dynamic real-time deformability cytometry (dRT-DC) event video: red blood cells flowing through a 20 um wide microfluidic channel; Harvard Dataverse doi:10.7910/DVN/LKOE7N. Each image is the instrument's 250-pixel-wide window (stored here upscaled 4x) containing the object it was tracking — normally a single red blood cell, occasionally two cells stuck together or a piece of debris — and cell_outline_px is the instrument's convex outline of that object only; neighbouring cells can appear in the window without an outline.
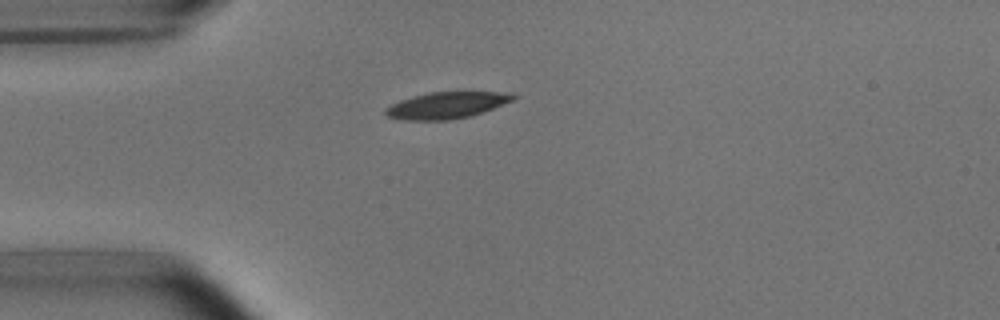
{"species": "common noctule bat (a hibernating species)", "species_latin": "Nyctalus noctula", "temperature_condition": "room temperature", "stored_images_in_passage": 2, "camera_frame_rate_fps": 3000, "um_per_image_px": 0.085, "animal": {"sex": "male", "body_mass_g": 15.6}, "frame": {"image": 1, "passage_image": 1, "time_ms": 0.0, "image_size_px": [1000, 320], "cell_outline_px": [[516, 100], [472, 116], [448, 120], [404, 120], [388, 116], [384, 112], [384, 108], [400, 100], [412, 96], [428, 92], [512, 92], [516, 96]], "centroid_in_image_um": [38.0, 8.94], "position_along_channel_um": 47.0, "area_um2": 19.94}}